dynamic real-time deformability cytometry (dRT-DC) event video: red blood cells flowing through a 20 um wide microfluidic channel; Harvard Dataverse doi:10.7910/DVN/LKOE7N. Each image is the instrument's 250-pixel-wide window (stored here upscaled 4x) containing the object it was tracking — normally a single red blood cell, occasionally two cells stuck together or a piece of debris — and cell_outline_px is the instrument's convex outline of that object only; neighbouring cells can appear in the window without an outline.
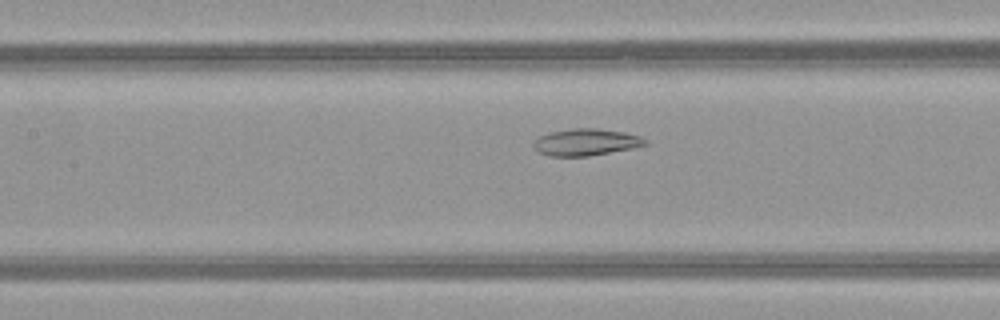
{"species": "common noctule bat (a hibernating species)", "species_latin": "Nyctalus noctula", "temperature_condition": "warm", "stored_images_in_passage": 36, "camera_frame_rate_fps": 3000, "um_per_image_px": 0.085, "animal": {"sex": "female", "body_mass_g": 21.9}, "frame": {"image": 1, "passage_image": 8, "time_ms": 2.333, "image_size_px": [1000, 320], "cell_outline_px": [[648, 144], [632, 148], [588, 156], [548, 156], [540, 152], [532, 144], [540, 136], [552, 132], [572, 128], [596, 128], [624, 132], [640, 136], [648, 140]], "centroid_in_image_um": [49.84, 12.08], "position_along_channel_um": 157.6, "area_um2": 17.28}}
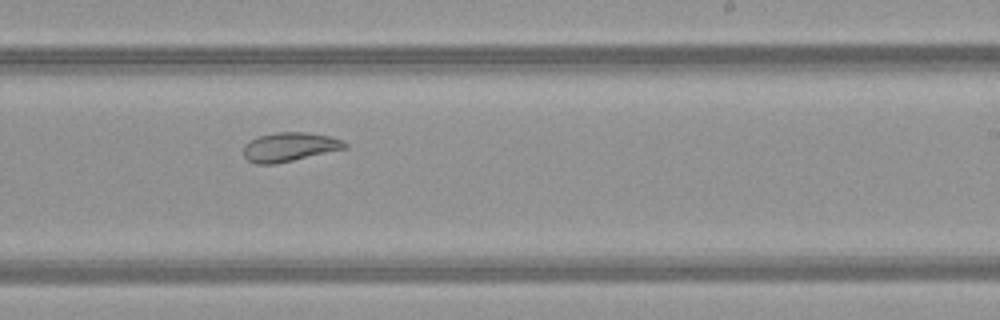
{"frame": {"image": 2, "passage_image": 16, "time_ms": 5.0, "image_size_px": [1000, 320], "cell_outline_px": [[348, 148], [276, 164], [256, 164], [248, 160], [244, 156], [244, 144], [248, 140], [260, 136], [276, 132], [308, 132], [332, 136], [348, 144]], "centroid_in_image_um": [24.62, 12.49], "position_along_channel_um": 264.4, "area_um2": 17.28}}
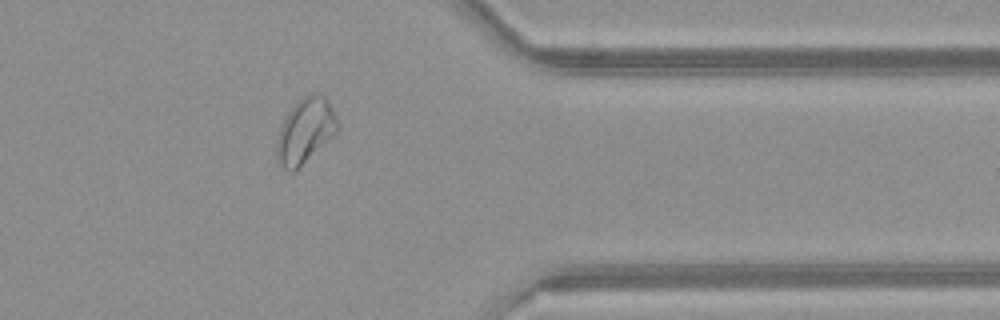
{"frame": {"image": 3, "passage_image": 26, "time_ms": 8.333, "image_size_px": [1000, 320], "cell_outline_px": [[336, 132], [332, 136], [292, 172], [288, 172], [280, 168], [276, 160], [276, 144], [280, 128], [288, 112], [308, 92], [320, 92], [328, 100], [336, 116]], "centroid_in_image_um": [25.9, 11.1], "position_along_channel_um": 385.5, "area_um2": 22.54}, "authors_computed_cell_mechanics": {"area_um2": 18.7272, "velocity_mm_per_s": 4.0171, "shape_relaxation_time_tau1_ms": null, "shape_relaxation_time_tau2_ms": 5.985, "deformation_change_tau1": null, "deformation_change_tau2": 0.0999}}